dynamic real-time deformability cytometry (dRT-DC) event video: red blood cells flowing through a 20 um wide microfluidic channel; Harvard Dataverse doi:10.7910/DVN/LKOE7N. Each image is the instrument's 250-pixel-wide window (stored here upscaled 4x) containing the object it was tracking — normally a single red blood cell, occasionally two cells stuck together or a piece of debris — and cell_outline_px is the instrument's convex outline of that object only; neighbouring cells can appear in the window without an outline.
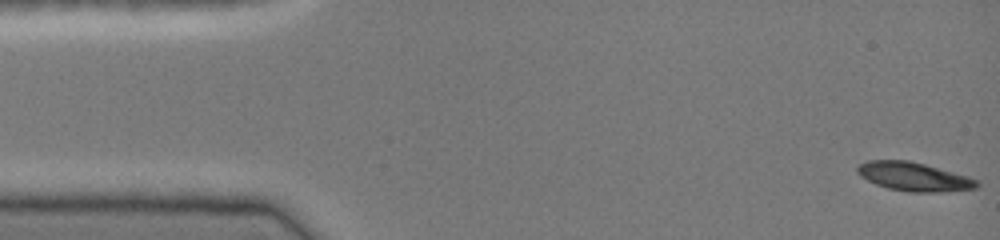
{"species": "common noctule bat (a hibernating species)", "species_latin": "Nyctalus noctula", "temperature_condition": "cold", "stored_images_in_passage": 46, "camera_frame_rate_fps": 3000, "um_per_image_px": 0.085, "animal": {"sex": "female", "body_mass_g": 19.0, "forearm_length_mm": 51.5}, "frame": {"image": 1, "passage_image": 1, "time_ms": 0.0, "image_size_px": [1000, 240], "cell_outline_px": [[980, 184], [976, 188], [944, 192], [908, 192], [888, 188], [876, 184], [860, 176], [856, 172], [856, 168], [860, 164], [868, 160], [908, 160], [924, 164], [968, 176], [976, 180]], "centroid_in_image_um": [77.67, 15.02], "position_along_channel_um": 7.3, "area_um2": 19.94}}
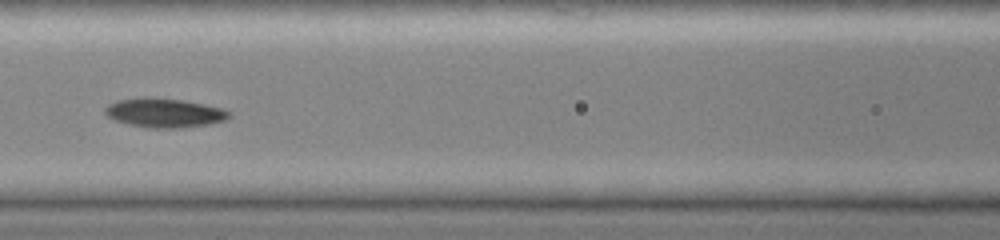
{"frame": {"image": 2, "passage_image": 20, "time_ms": 6.333, "image_size_px": [1000, 240], "cell_outline_px": [[232, 116], [224, 120], [208, 124], [180, 128], [148, 128], [128, 124], [116, 120], [108, 116], [104, 112], [104, 108], [108, 104], [116, 100], [144, 96], [148, 96], [184, 100], [224, 108], [232, 112]], "centroid_in_image_um": [13.98, 9.57], "position_along_channel_um": 152.6, "area_um2": 21.44}}
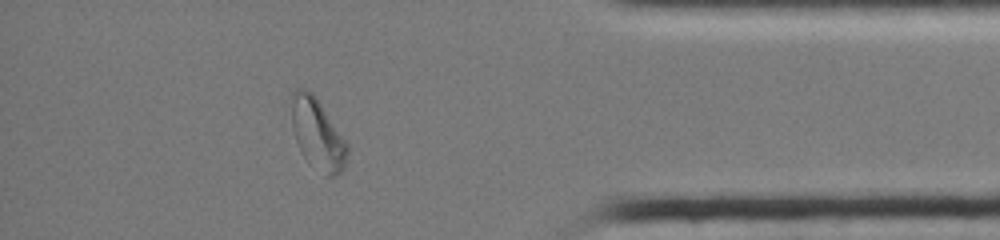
{"frame": {"image": 3, "passage_image": 40, "time_ms": 13.0, "image_size_px": [1000, 240], "cell_outline_px": [[348, 152], [344, 168], [336, 176], [324, 176], [300, 152], [292, 128], [292, 92], [296, 88], [304, 88], [312, 92], [316, 96], [348, 144]], "centroid_in_image_um": [26.99, 11.39], "position_along_channel_um": 408.2, "area_um2": 23.0}, "authors_computed_cell_mechanics": {"area_um2": 20.23, "velocity_mm_per_s": 4.1277, "shape_relaxation_time_tau1_ms": 6.1308, "shape_relaxation_time_tau2_ms": 6.0844, "deformation_change_tau1": 0.1859, "deformation_change_tau2": 0.102}}